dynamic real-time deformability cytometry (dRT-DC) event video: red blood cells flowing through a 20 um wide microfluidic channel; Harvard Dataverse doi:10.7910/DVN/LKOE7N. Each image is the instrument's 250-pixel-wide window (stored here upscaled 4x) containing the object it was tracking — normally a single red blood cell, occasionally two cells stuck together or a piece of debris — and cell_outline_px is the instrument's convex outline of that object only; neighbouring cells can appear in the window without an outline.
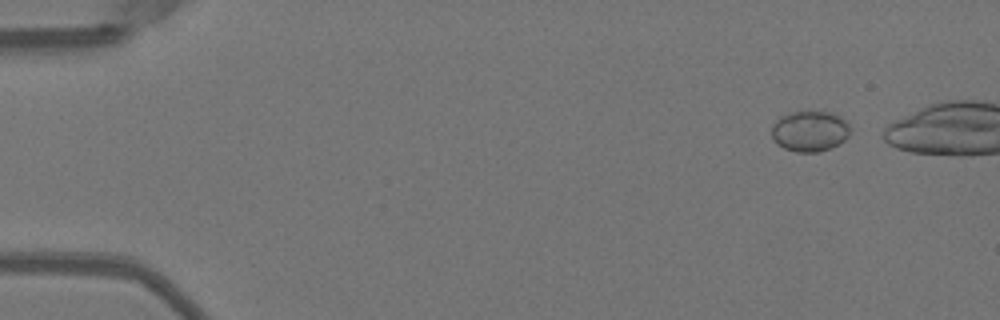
{"species": "Egyptian fruit bat (a non-hibernating species)", "species_latin": "Rousettus aegyptiacus", "temperature_condition": "warm", "stored_images_in_passage": 43, "camera_frame_rate_fps": 3000, "um_per_image_px": 0.085, "animal": {"sex": "female"}, "frame": {"image": 1, "passage_image": 3, "time_ms": 0.667, "image_size_px": [1000, 320], "cell_outline_px": [[852, 132], [844, 140], [832, 148], [820, 152], [796, 152], [784, 148], [776, 144], [772, 140], [772, 124], [780, 116], [788, 112], [832, 112], [840, 116], [848, 124]], "centroid_in_image_um": [68.82, 11.16], "position_along_channel_um": 16.2, "area_um2": 18.9}}
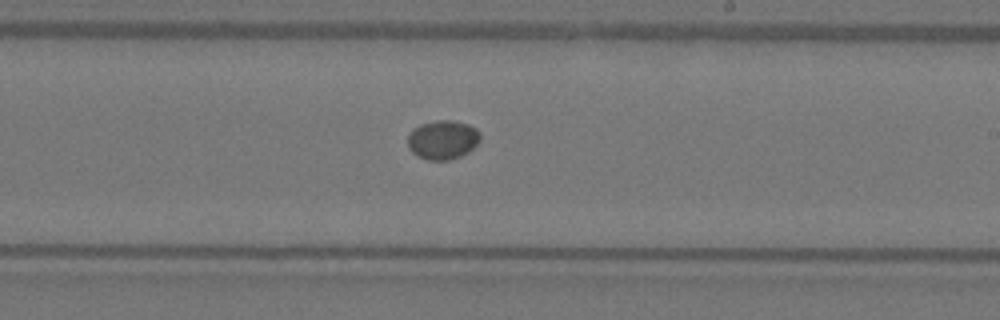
{"frame": {"image": 2, "passage_image": 29, "time_ms": 9.333, "image_size_px": [1000, 320], "cell_outline_px": [[480, 140], [468, 152], [460, 156], [448, 160], [428, 160], [416, 156], [408, 148], [408, 136], [412, 128], [420, 124], [436, 120], [452, 120], [468, 124], [476, 128], [480, 132]], "centroid_in_image_um": [37.61, 11.87], "position_along_channel_um": 251.4, "area_um2": 16.65}}
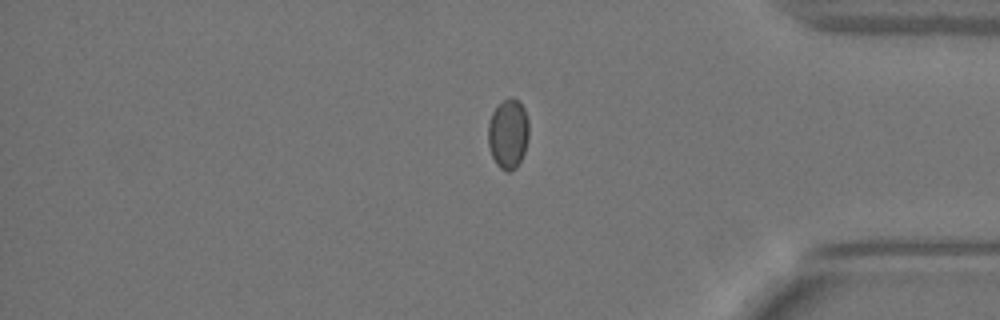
{"frame": {"image": 3, "passage_image": 41, "time_ms": 13.333, "image_size_px": [1000, 320], "cell_outline_px": [[528, 140], [524, 152], [516, 168], [508, 172], [500, 168], [496, 164], [492, 156], [488, 144], [488, 120], [492, 112], [504, 100], [516, 100], [524, 108], [528, 120]], "centroid_in_image_um": [43.18, 11.41], "position_along_channel_um": 392.0, "area_um2": 16.36}}